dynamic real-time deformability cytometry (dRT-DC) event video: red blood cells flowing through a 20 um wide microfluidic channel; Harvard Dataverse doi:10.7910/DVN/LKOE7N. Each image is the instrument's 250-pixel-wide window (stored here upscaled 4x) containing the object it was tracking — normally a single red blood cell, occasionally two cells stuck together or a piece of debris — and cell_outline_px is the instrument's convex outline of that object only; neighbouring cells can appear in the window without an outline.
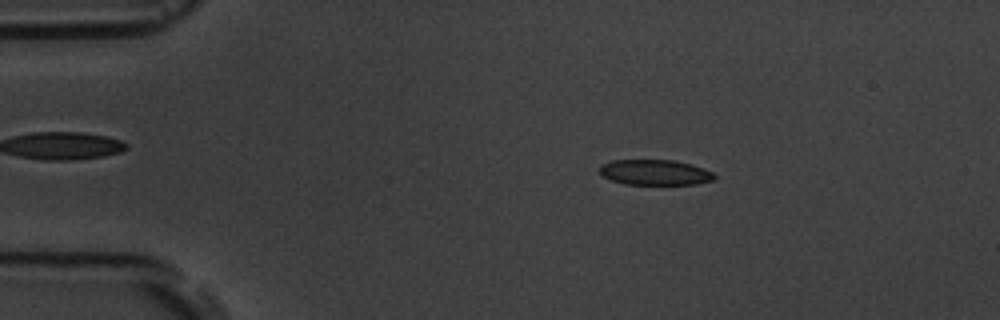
{"species": "common noctule bat (a hibernating species)", "species_latin": "Nyctalus noctula", "temperature_condition": "room temperature", "stored_images_in_passage": 8, "camera_frame_rate_fps": 3000, "um_per_image_px": 0.085, "animal": {"sex": "male", "body_mass_g": 19.5, "forearm_length_mm": 54.6}, "frame": {"image": 1, "passage_image": 2, "time_ms": 1.0, "image_size_px": [1000, 320], "cell_outline_px": [[716, 176], [712, 180], [696, 184], [624, 184], [612, 180], [604, 176], [600, 172], [600, 164], [612, 160], [672, 160], [692, 164], [712, 172]], "centroid_in_image_um": [55.66, 14.64], "position_along_channel_um": 29.3, "area_um2": 16.88}}
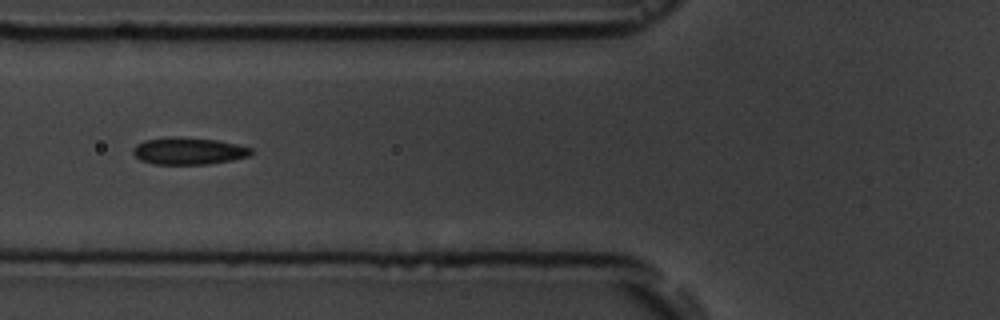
{"frame": {"image": 2, "passage_image": 5, "time_ms": 4.667, "image_size_px": [1000, 320], "cell_outline_px": [[252, 152], [248, 156], [232, 160], [208, 164], [152, 164], [140, 160], [132, 152], [132, 148], [136, 144], [144, 140], [216, 140], [236, 144], [252, 148]], "centroid_in_image_um": [16.04, 12.89], "position_along_channel_um": 109.8, "area_um2": 17.57}}
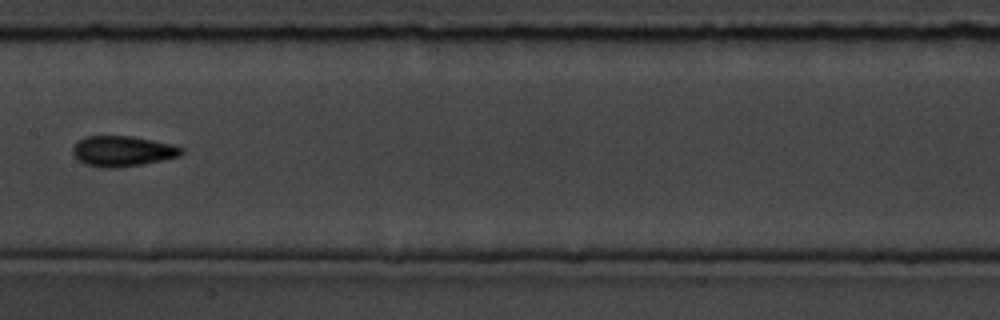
{"frame": {"image": 3, "passage_image": 7, "time_ms": 7.0, "image_size_px": [1000, 320], "cell_outline_px": [[184, 152], [180, 156], [144, 164], [116, 168], [104, 168], [84, 164], [72, 152], [72, 148], [76, 140], [84, 136], [132, 136], [172, 144], [184, 148]], "centroid_in_image_um": [10.41, 12.84], "position_along_channel_um": 197.0, "area_um2": 19.48}}